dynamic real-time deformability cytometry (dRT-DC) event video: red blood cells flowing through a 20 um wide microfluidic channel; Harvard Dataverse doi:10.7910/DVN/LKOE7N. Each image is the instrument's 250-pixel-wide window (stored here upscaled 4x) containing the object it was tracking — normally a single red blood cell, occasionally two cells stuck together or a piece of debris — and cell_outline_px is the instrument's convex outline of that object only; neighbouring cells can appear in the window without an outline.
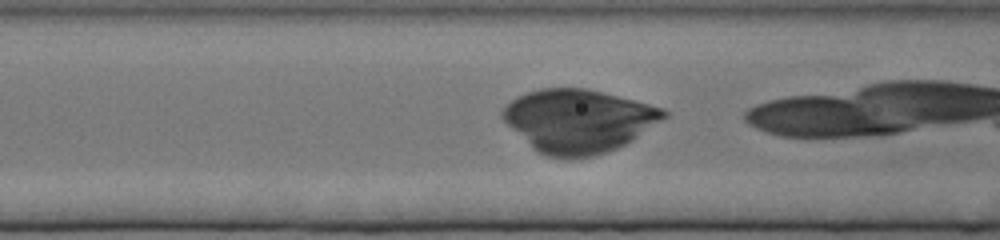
{"species": "human", "species_latin": "Homo sapiens", "temperature_condition": "cold", "stored_images_in_passage": 86, "camera_frame_rate_fps": 3000, "um_per_image_px": 0.085, "donor": {"sex": "female"}, "frame": {"image": 1, "passage_image": 11, "time_ms": 3.333, "image_size_px": [1000, 240], "cell_outline_px": [[668, 116], [632, 140], [608, 152], [592, 156], [568, 160], [548, 156], [536, 152], [500, 116], [500, 112], [516, 96], [540, 88], [584, 88], [664, 108], [668, 112]], "centroid_in_image_um": [49.15, 10.29], "position_along_channel_um": 117.5, "area_um2": 59.07}}
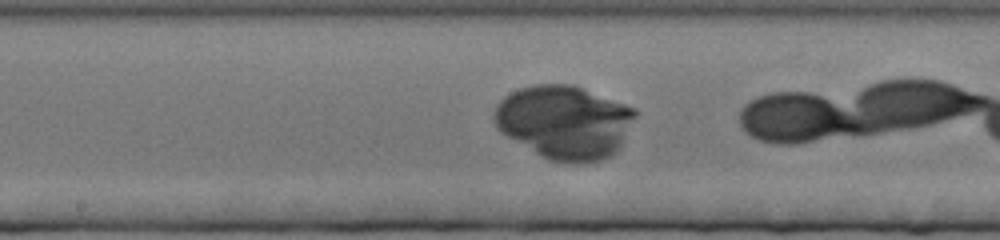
{"frame": {"image": 2, "passage_image": 35, "time_ms": 11.333, "image_size_px": [1000, 240], "cell_outline_px": [[640, 112], [616, 152], [600, 160], [576, 164], [548, 160], [500, 132], [496, 128], [492, 120], [492, 112], [496, 104], [504, 96], [520, 88], [536, 84], [572, 84], [636, 108]], "centroid_in_image_um": [47.96, 10.37], "position_along_channel_um": 200.2, "area_um2": 60.86}}
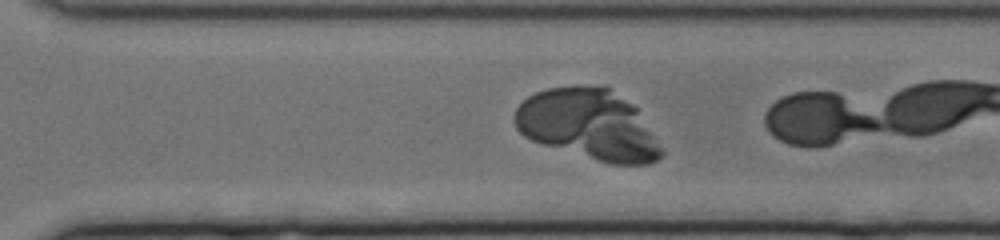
{"frame": {"image": 3, "passage_image": 70, "time_ms": 23.0, "image_size_px": [1000, 240], "cell_outline_px": [[664, 152], [656, 160], [648, 164], [608, 164], [544, 144], [532, 140], [524, 136], [516, 128], [512, 120], [512, 116], [516, 108], [528, 96], [536, 92], [548, 88], [608, 88], [632, 104], [636, 108]], "centroid_in_image_um": [49.98, 10.63], "position_along_channel_um": 320.6, "area_um2": 59.01}}